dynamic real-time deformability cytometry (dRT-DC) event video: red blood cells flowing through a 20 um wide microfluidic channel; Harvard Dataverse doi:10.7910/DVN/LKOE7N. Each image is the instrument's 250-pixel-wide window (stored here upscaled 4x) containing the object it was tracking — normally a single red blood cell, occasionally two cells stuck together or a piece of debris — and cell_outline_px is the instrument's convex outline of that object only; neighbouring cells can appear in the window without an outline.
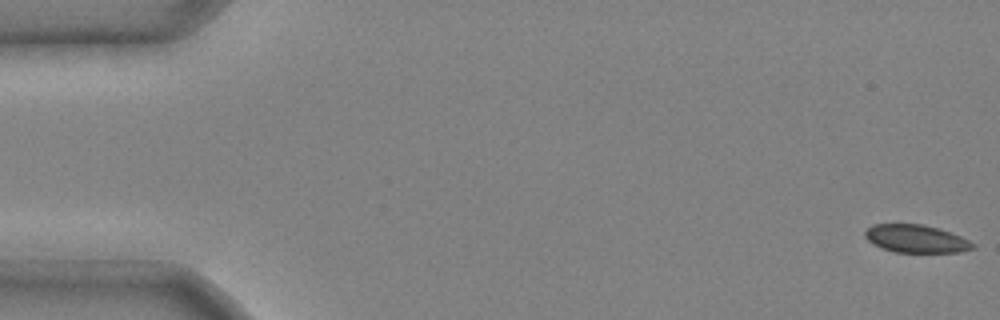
{"species": "common noctule bat (a hibernating species)", "species_latin": "Nyctalus noctula", "temperature_condition": "cold", "stored_images_in_passage": 5, "camera_frame_rate_fps": 3000, "um_per_image_px": 0.085, "animal": {"sex": "male", "body_mass_g": 20.4}, "frame": {"image": 1, "passage_image": 1, "time_ms": 0.0, "image_size_px": [1000, 320], "cell_outline_px": [[976, 248], [960, 252], [896, 252], [884, 248], [868, 240], [864, 236], [864, 232], [872, 224], [920, 224], [940, 228], [960, 236], [976, 244]], "centroid_in_image_um": [77.9, 20.29], "position_along_channel_um": 7.1, "area_um2": 17.4}}
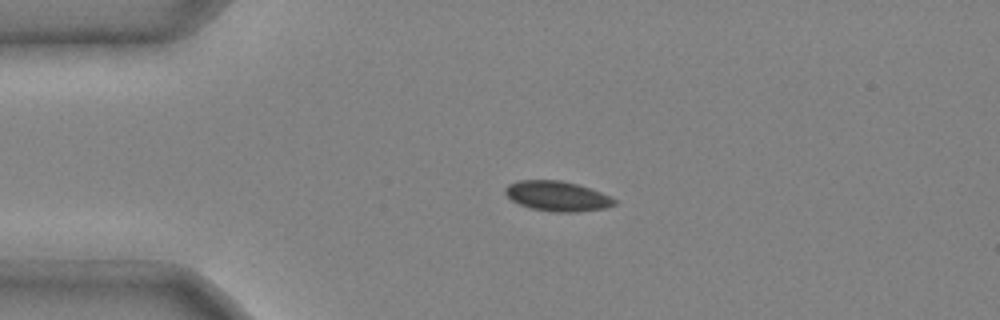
{"frame": {"image": 2, "passage_image": 4, "time_ms": 1.0, "image_size_px": [1000, 320], "cell_outline_px": [[616, 204], [604, 208], [576, 212], [556, 212], [528, 208], [512, 200], [504, 192], [504, 188], [508, 184], [516, 180], [560, 180], [576, 184], [600, 192], [616, 200]], "centroid_in_image_um": [47.31, 16.67], "position_along_channel_um": 37.7, "area_um2": 18.96}}